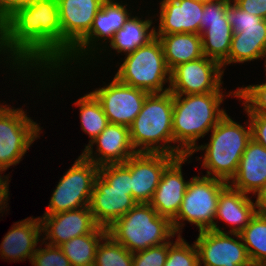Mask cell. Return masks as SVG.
I'll list each match as a JSON object with an SVG mask.
<instances>
[{"instance_id": "obj_1", "label": "cell", "mask_w": 266, "mask_h": 266, "mask_svg": "<svg viewBox=\"0 0 266 266\" xmlns=\"http://www.w3.org/2000/svg\"><path fill=\"white\" fill-rule=\"evenodd\" d=\"M71 51L61 37L57 0H30L0 24L2 62L23 80L46 69L66 72Z\"/></svg>"}, {"instance_id": "obj_2", "label": "cell", "mask_w": 266, "mask_h": 266, "mask_svg": "<svg viewBox=\"0 0 266 266\" xmlns=\"http://www.w3.org/2000/svg\"><path fill=\"white\" fill-rule=\"evenodd\" d=\"M223 93L173 94L174 156L190 155L197 147V141L227 114L224 108L220 109L221 104L225 97H237V90Z\"/></svg>"}, {"instance_id": "obj_3", "label": "cell", "mask_w": 266, "mask_h": 266, "mask_svg": "<svg viewBox=\"0 0 266 266\" xmlns=\"http://www.w3.org/2000/svg\"><path fill=\"white\" fill-rule=\"evenodd\" d=\"M128 4L129 3L126 2L123 3L122 0H105L93 20L90 31L72 48L71 53L67 56V70L69 68L68 72L60 69H46L33 76L35 79H37V77L41 78L39 79L40 82H38L41 83V87L45 89L51 83V86L48 87L50 89V87L54 85L53 83L58 82V80L60 83V77L62 80L65 79L63 78V76H66L64 73L66 74L74 70L75 67L72 66L73 64H79L81 67L82 62L83 64L85 63L84 65L82 64V68L84 70V66L90 64L87 62H90V60L93 61V59L95 61V59H97L95 56L96 53L99 54L100 52L99 55L104 53L102 50L107 48V43L113 39L115 33L122 28L128 18L132 15L133 11L130 10ZM47 80L48 83L46 82Z\"/></svg>"}, {"instance_id": "obj_4", "label": "cell", "mask_w": 266, "mask_h": 266, "mask_svg": "<svg viewBox=\"0 0 266 266\" xmlns=\"http://www.w3.org/2000/svg\"><path fill=\"white\" fill-rule=\"evenodd\" d=\"M210 132V141L197 145L189 156L191 158L195 152L205 151L202 157L196 159H203L202 168L207 169L203 176L229 183L236 175L240 159L252 138L249 119L241 125L227 113Z\"/></svg>"}, {"instance_id": "obj_5", "label": "cell", "mask_w": 266, "mask_h": 266, "mask_svg": "<svg viewBox=\"0 0 266 266\" xmlns=\"http://www.w3.org/2000/svg\"><path fill=\"white\" fill-rule=\"evenodd\" d=\"M172 120L173 94L170 91L148 94L140 113L129 127L134 150L174 156Z\"/></svg>"}, {"instance_id": "obj_6", "label": "cell", "mask_w": 266, "mask_h": 266, "mask_svg": "<svg viewBox=\"0 0 266 266\" xmlns=\"http://www.w3.org/2000/svg\"><path fill=\"white\" fill-rule=\"evenodd\" d=\"M107 234L131 253L164 244L176 236L171 221L149 203H137L107 228Z\"/></svg>"}, {"instance_id": "obj_7", "label": "cell", "mask_w": 266, "mask_h": 266, "mask_svg": "<svg viewBox=\"0 0 266 266\" xmlns=\"http://www.w3.org/2000/svg\"><path fill=\"white\" fill-rule=\"evenodd\" d=\"M114 77L123 84L150 93H163L170 89V70L167 67L163 47L155 37L147 45L125 55L118 63ZM168 83L167 87H164Z\"/></svg>"}, {"instance_id": "obj_8", "label": "cell", "mask_w": 266, "mask_h": 266, "mask_svg": "<svg viewBox=\"0 0 266 266\" xmlns=\"http://www.w3.org/2000/svg\"><path fill=\"white\" fill-rule=\"evenodd\" d=\"M228 185L227 182L207 177L194 176L189 179L186 192L177 216L171 221L175 234L181 236L185 223L194 224L199 229L223 232L215 215L220 192Z\"/></svg>"}, {"instance_id": "obj_9", "label": "cell", "mask_w": 266, "mask_h": 266, "mask_svg": "<svg viewBox=\"0 0 266 266\" xmlns=\"http://www.w3.org/2000/svg\"><path fill=\"white\" fill-rule=\"evenodd\" d=\"M226 17L233 36L228 59L221 65L261 60L266 50V19L243 11L232 1L228 3Z\"/></svg>"}, {"instance_id": "obj_10", "label": "cell", "mask_w": 266, "mask_h": 266, "mask_svg": "<svg viewBox=\"0 0 266 266\" xmlns=\"http://www.w3.org/2000/svg\"><path fill=\"white\" fill-rule=\"evenodd\" d=\"M11 107L5 104L0 108V168L5 170L22 161L43 128L23 108Z\"/></svg>"}, {"instance_id": "obj_11", "label": "cell", "mask_w": 266, "mask_h": 266, "mask_svg": "<svg viewBox=\"0 0 266 266\" xmlns=\"http://www.w3.org/2000/svg\"><path fill=\"white\" fill-rule=\"evenodd\" d=\"M98 174L99 167L96 164L82 155L78 156L68 171L60 177L44 214H57L89 206Z\"/></svg>"}, {"instance_id": "obj_12", "label": "cell", "mask_w": 266, "mask_h": 266, "mask_svg": "<svg viewBox=\"0 0 266 266\" xmlns=\"http://www.w3.org/2000/svg\"><path fill=\"white\" fill-rule=\"evenodd\" d=\"M222 66L203 56L177 65L170 71V89L174 95L223 92Z\"/></svg>"}, {"instance_id": "obj_13", "label": "cell", "mask_w": 266, "mask_h": 266, "mask_svg": "<svg viewBox=\"0 0 266 266\" xmlns=\"http://www.w3.org/2000/svg\"><path fill=\"white\" fill-rule=\"evenodd\" d=\"M194 243L200 266H246L251 262L239 234L204 230Z\"/></svg>"}, {"instance_id": "obj_14", "label": "cell", "mask_w": 266, "mask_h": 266, "mask_svg": "<svg viewBox=\"0 0 266 266\" xmlns=\"http://www.w3.org/2000/svg\"><path fill=\"white\" fill-rule=\"evenodd\" d=\"M100 102L109 123L130 127L149 94L121 83L115 77L107 85L91 92Z\"/></svg>"}, {"instance_id": "obj_15", "label": "cell", "mask_w": 266, "mask_h": 266, "mask_svg": "<svg viewBox=\"0 0 266 266\" xmlns=\"http://www.w3.org/2000/svg\"><path fill=\"white\" fill-rule=\"evenodd\" d=\"M39 218L44 235L42 240L49 241L47 244L52 246H60L74 237L92 233L98 227L89 206L57 214H44Z\"/></svg>"}, {"instance_id": "obj_16", "label": "cell", "mask_w": 266, "mask_h": 266, "mask_svg": "<svg viewBox=\"0 0 266 266\" xmlns=\"http://www.w3.org/2000/svg\"><path fill=\"white\" fill-rule=\"evenodd\" d=\"M96 145V150L93 146ZM134 150L129 127L109 123L107 127L86 147L81 155L98 167L108 164L125 163Z\"/></svg>"}, {"instance_id": "obj_17", "label": "cell", "mask_w": 266, "mask_h": 266, "mask_svg": "<svg viewBox=\"0 0 266 266\" xmlns=\"http://www.w3.org/2000/svg\"><path fill=\"white\" fill-rule=\"evenodd\" d=\"M176 156L136 152L131 157V195L137 203H149L165 168Z\"/></svg>"}, {"instance_id": "obj_18", "label": "cell", "mask_w": 266, "mask_h": 266, "mask_svg": "<svg viewBox=\"0 0 266 266\" xmlns=\"http://www.w3.org/2000/svg\"><path fill=\"white\" fill-rule=\"evenodd\" d=\"M136 204L131 190L113 188L98 174L89 207L99 227L109 228Z\"/></svg>"}, {"instance_id": "obj_19", "label": "cell", "mask_w": 266, "mask_h": 266, "mask_svg": "<svg viewBox=\"0 0 266 266\" xmlns=\"http://www.w3.org/2000/svg\"><path fill=\"white\" fill-rule=\"evenodd\" d=\"M189 155L176 157L163 171L160 182L149 204L160 216L172 221L180 210L189 180L183 177L182 165Z\"/></svg>"}, {"instance_id": "obj_20", "label": "cell", "mask_w": 266, "mask_h": 266, "mask_svg": "<svg viewBox=\"0 0 266 266\" xmlns=\"http://www.w3.org/2000/svg\"><path fill=\"white\" fill-rule=\"evenodd\" d=\"M155 34H200L204 3L195 0H162Z\"/></svg>"}, {"instance_id": "obj_21", "label": "cell", "mask_w": 266, "mask_h": 266, "mask_svg": "<svg viewBox=\"0 0 266 266\" xmlns=\"http://www.w3.org/2000/svg\"><path fill=\"white\" fill-rule=\"evenodd\" d=\"M105 0H57L61 37L73 48L91 29Z\"/></svg>"}, {"instance_id": "obj_22", "label": "cell", "mask_w": 266, "mask_h": 266, "mask_svg": "<svg viewBox=\"0 0 266 266\" xmlns=\"http://www.w3.org/2000/svg\"><path fill=\"white\" fill-rule=\"evenodd\" d=\"M42 225L38 217L25 218L12 225L0 244V257L9 261L31 259L36 252L38 242H42ZM41 237V238H40Z\"/></svg>"}, {"instance_id": "obj_23", "label": "cell", "mask_w": 266, "mask_h": 266, "mask_svg": "<svg viewBox=\"0 0 266 266\" xmlns=\"http://www.w3.org/2000/svg\"><path fill=\"white\" fill-rule=\"evenodd\" d=\"M266 182V148L250 139L236 175L228 183L245 194H253Z\"/></svg>"}, {"instance_id": "obj_24", "label": "cell", "mask_w": 266, "mask_h": 266, "mask_svg": "<svg viewBox=\"0 0 266 266\" xmlns=\"http://www.w3.org/2000/svg\"><path fill=\"white\" fill-rule=\"evenodd\" d=\"M248 194L232 188L229 184L220 192L215 220L228 224L224 233L240 234L256 214L254 201Z\"/></svg>"}, {"instance_id": "obj_25", "label": "cell", "mask_w": 266, "mask_h": 266, "mask_svg": "<svg viewBox=\"0 0 266 266\" xmlns=\"http://www.w3.org/2000/svg\"><path fill=\"white\" fill-rule=\"evenodd\" d=\"M152 19V17L142 19L140 16L131 15L107 44L108 48H104L103 51L106 52L110 49L109 52L115 50L117 54L124 53L126 55L147 45L155 38V25L152 26L154 23Z\"/></svg>"}, {"instance_id": "obj_26", "label": "cell", "mask_w": 266, "mask_h": 266, "mask_svg": "<svg viewBox=\"0 0 266 266\" xmlns=\"http://www.w3.org/2000/svg\"><path fill=\"white\" fill-rule=\"evenodd\" d=\"M160 40L167 67L171 71L177 65L203 57L200 34H155Z\"/></svg>"}, {"instance_id": "obj_27", "label": "cell", "mask_w": 266, "mask_h": 266, "mask_svg": "<svg viewBox=\"0 0 266 266\" xmlns=\"http://www.w3.org/2000/svg\"><path fill=\"white\" fill-rule=\"evenodd\" d=\"M203 55L222 65L229 56L232 28L229 22L200 23Z\"/></svg>"}, {"instance_id": "obj_28", "label": "cell", "mask_w": 266, "mask_h": 266, "mask_svg": "<svg viewBox=\"0 0 266 266\" xmlns=\"http://www.w3.org/2000/svg\"><path fill=\"white\" fill-rule=\"evenodd\" d=\"M107 235V229L97 227L92 233L74 237L59 247L72 266H94L96 250Z\"/></svg>"}, {"instance_id": "obj_29", "label": "cell", "mask_w": 266, "mask_h": 266, "mask_svg": "<svg viewBox=\"0 0 266 266\" xmlns=\"http://www.w3.org/2000/svg\"><path fill=\"white\" fill-rule=\"evenodd\" d=\"M74 105L79 108L81 129L90 137L86 148L107 127L109 121L100 102L91 92L76 100Z\"/></svg>"}, {"instance_id": "obj_30", "label": "cell", "mask_w": 266, "mask_h": 266, "mask_svg": "<svg viewBox=\"0 0 266 266\" xmlns=\"http://www.w3.org/2000/svg\"><path fill=\"white\" fill-rule=\"evenodd\" d=\"M239 235L250 261L266 266V215L256 213Z\"/></svg>"}, {"instance_id": "obj_31", "label": "cell", "mask_w": 266, "mask_h": 266, "mask_svg": "<svg viewBox=\"0 0 266 266\" xmlns=\"http://www.w3.org/2000/svg\"><path fill=\"white\" fill-rule=\"evenodd\" d=\"M94 266H133V253L107 234L97 247Z\"/></svg>"}, {"instance_id": "obj_32", "label": "cell", "mask_w": 266, "mask_h": 266, "mask_svg": "<svg viewBox=\"0 0 266 266\" xmlns=\"http://www.w3.org/2000/svg\"><path fill=\"white\" fill-rule=\"evenodd\" d=\"M164 266H200L198 250L193 243L189 245L182 235H177L175 241L169 240V249Z\"/></svg>"}, {"instance_id": "obj_33", "label": "cell", "mask_w": 266, "mask_h": 266, "mask_svg": "<svg viewBox=\"0 0 266 266\" xmlns=\"http://www.w3.org/2000/svg\"><path fill=\"white\" fill-rule=\"evenodd\" d=\"M237 97L244 107L245 114L266 115V81L261 84L238 87Z\"/></svg>"}, {"instance_id": "obj_34", "label": "cell", "mask_w": 266, "mask_h": 266, "mask_svg": "<svg viewBox=\"0 0 266 266\" xmlns=\"http://www.w3.org/2000/svg\"><path fill=\"white\" fill-rule=\"evenodd\" d=\"M99 175L113 188L131 190V157L125 163L100 166Z\"/></svg>"}, {"instance_id": "obj_35", "label": "cell", "mask_w": 266, "mask_h": 266, "mask_svg": "<svg viewBox=\"0 0 266 266\" xmlns=\"http://www.w3.org/2000/svg\"><path fill=\"white\" fill-rule=\"evenodd\" d=\"M43 244L45 247H40ZM40 246L37 247L31 259L32 266H72L59 246L49 245L43 240L42 244L40 242Z\"/></svg>"}, {"instance_id": "obj_36", "label": "cell", "mask_w": 266, "mask_h": 266, "mask_svg": "<svg viewBox=\"0 0 266 266\" xmlns=\"http://www.w3.org/2000/svg\"><path fill=\"white\" fill-rule=\"evenodd\" d=\"M169 241L133 253V266H164L168 256Z\"/></svg>"}, {"instance_id": "obj_37", "label": "cell", "mask_w": 266, "mask_h": 266, "mask_svg": "<svg viewBox=\"0 0 266 266\" xmlns=\"http://www.w3.org/2000/svg\"><path fill=\"white\" fill-rule=\"evenodd\" d=\"M231 0H217L204 3L200 23L229 22L226 17L228 3Z\"/></svg>"}, {"instance_id": "obj_38", "label": "cell", "mask_w": 266, "mask_h": 266, "mask_svg": "<svg viewBox=\"0 0 266 266\" xmlns=\"http://www.w3.org/2000/svg\"><path fill=\"white\" fill-rule=\"evenodd\" d=\"M251 125V137L266 148V115L247 114Z\"/></svg>"}, {"instance_id": "obj_39", "label": "cell", "mask_w": 266, "mask_h": 266, "mask_svg": "<svg viewBox=\"0 0 266 266\" xmlns=\"http://www.w3.org/2000/svg\"><path fill=\"white\" fill-rule=\"evenodd\" d=\"M236 6L249 14L266 19V0H231Z\"/></svg>"}, {"instance_id": "obj_40", "label": "cell", "mask_w": 266, "mask_h": 266, "mask_svg": "<svg viewBox=\"0 0 266 266\" xmlns=\"http://www.w3.org/2000/svg\"><path fill=\"white\" fill-rule=\"evenodd\" d=\"M30 0H0V24Z\"/></svg>"}, {"instance_id": "obj_41", "label": "cell", "mask_w": 266, "mask_h": 266, "mask_svg": "<svg viewBox=\"0 0 266 266\" xmlns=\"http://www.w3.org/2000/svg\"><path fill=\"white\" fill-rule=\"evenodd\" d=\"M4 171H6L3 168H0V207L5 210L8 208V200H9V183L11 182L9 180V174L3 175Z\"/></svg>"}, {"instance_id": "obj_42", "label": "cell", "mask_w": 266, "mask_h": 266, "mask_svg": "<svg viewBox=\"0 0 266 266\" xmlns=\"http://www.w3.org/2000/svg\"><path fill=\"white\" fill-rule=\"evenodd\" d=\"M256 213L266 215V182L254 193Z\"/></svg>"}, {"instance_id": "obj_43", "label": "cell", "mask_w": 266, "mask_h": 266, "mask_svg": "<svg viewBox=\"0 0 266 266\" xmlns=\"http://www.w3.org/2000/svg\"><path fill=\"white\" fill-rule=\"evenodd\" d=\"M246 266H265V265H262V264H258V263H255V262H250L248 265Z\"/></svg>"}, {"instance_id": "obj_44", "label": "cell", "mask_w": 266, "mask_h": 266, "mask_svg": "<svg viewBox=\"0 0 266 266\" xmlns=\"http://www.w3.org/2000/svg\"><path fill=\"white\" fill-rule=\"evenodd\" d=\"M195 1L202 2V3H209V2H214L217 0H195Z\"/></svg>"}, {"instance_id": "obj_45", "label": "cell", "mask_w": 266, "mask_h": 266, "mask_svg": "<svg viewBox=\"0 0 266 266\" xmlns=\"http://www.w3.org/2000/svg\"><path fill=\"white\" fill-rule=\"evenodd\" d=\"M262 59H264L265 60V62H264V65H265V72H266V50H265V53H264V56H263V58ZM266 74V73H265Z\"/></svg>"}, {"instance_id": "obj_46", "label": "cell", "mask_w": 266, "mask_h": 266, "mask_svg": "<svg viewBox=\"0 0 266 266\" xmlns=\"http://www.w3.org/2000/svg\"><path fill=\"white\" fill-rule=\"evenodd\" d=\"M3 211H4V210L0 207V213H3Z\"/></svg>"}]
</instances>
